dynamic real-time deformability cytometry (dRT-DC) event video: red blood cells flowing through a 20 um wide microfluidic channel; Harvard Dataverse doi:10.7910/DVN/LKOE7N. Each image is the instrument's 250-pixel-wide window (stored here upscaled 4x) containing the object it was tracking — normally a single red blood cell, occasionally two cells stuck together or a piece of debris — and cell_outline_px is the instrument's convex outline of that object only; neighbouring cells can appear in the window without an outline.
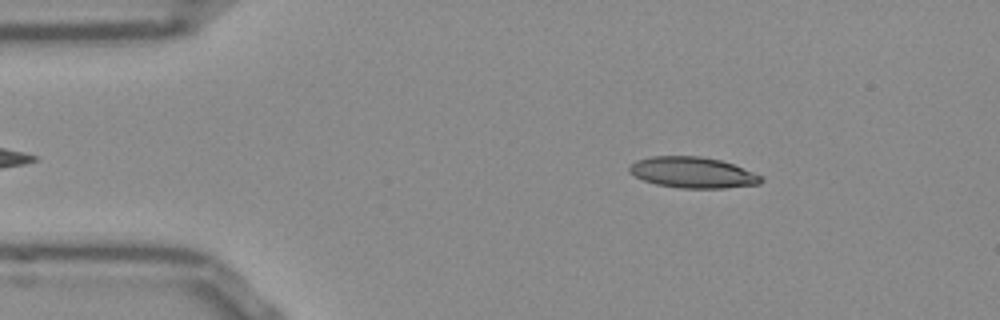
{"species": "Egyptian fruit bat (a non-hibernating species)", "species_latin": "Rousettus aegyptiacus", "temperature_condition": "room temperature", "stored_images_in_passage": 9, "camera_frame_rate_fps": 3000, "um_per_image_px": 0.085, "frame": {"image": 1, "passage_image": 2, "time_ms": 0.333, "image_size_px": [1000, 320], "cell_outline_px": [[764, 180], [760, 184], [724, 188], [680, 188], [656, 184], [644, 180], [628, 172], [628, 168], [636, 160], [652, 156], [700, 156], [720, 160], [732, 164], [752, 172], [760, 176]], "centroid_in_image_um": [58.86, 14.66], "position_along_channel_um": 26.1, "area_um2": 23.58}}